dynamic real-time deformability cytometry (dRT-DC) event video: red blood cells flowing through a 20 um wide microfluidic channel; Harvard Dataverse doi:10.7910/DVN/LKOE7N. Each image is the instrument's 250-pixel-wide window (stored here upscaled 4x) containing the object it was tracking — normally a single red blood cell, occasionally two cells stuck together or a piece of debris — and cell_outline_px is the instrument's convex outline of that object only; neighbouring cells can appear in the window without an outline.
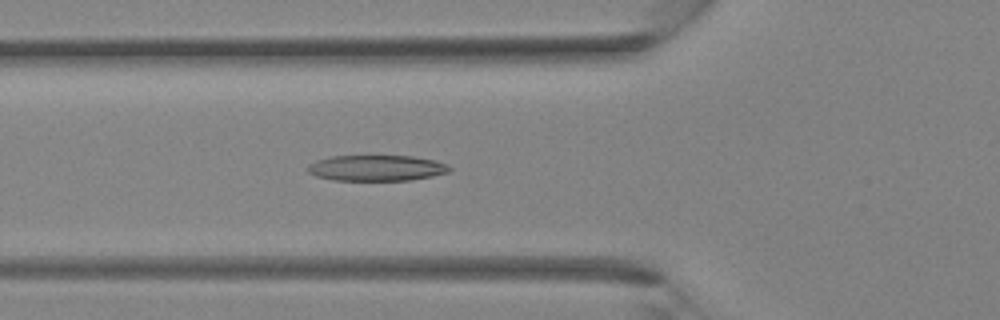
{"species": "Egyptian fruit bat (a non-hibernating species)", "species_latin": "Rousettus aegyptiacus", "temperature_condition": "room temperature", "stored_images_in_passage": 25, "camera_frame_rate_fps": 3000, "um_per_image_px": 0.085, "animal": {"sex": "female"}, "frame": {"image": 1, "passage_image": 2, "time_ms": 0.333, "image_size_px": [1000, 320], "cell_outline_px": [[452, 168], [448, 172], [432, 176], [412, 180], [332, 180], [316, 176], [308, 172], [308, 164], [316, 160], [332, 156], [412, 156], [436, 160], [448, 164]], "centroid_in_image_um": [32.02, 14.28], "position_along_channel_um": 93.8, "area_um2": 21.39}}
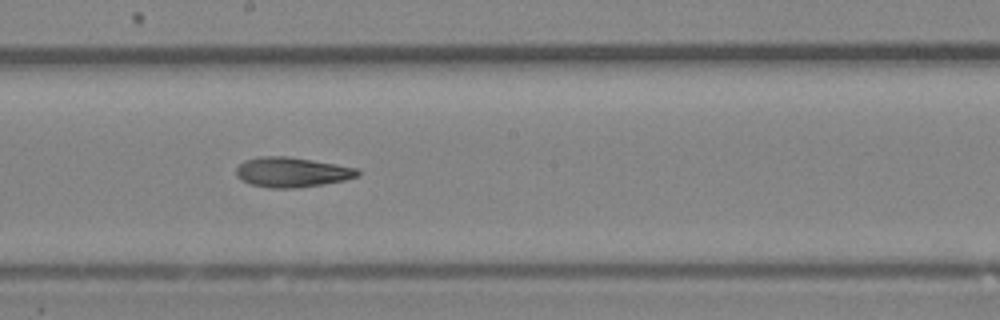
{"frame": {"image": 2, "passage_image": 9, "time_ms": 2.667, "image_size_px": [1000, 320], "cell_outline_px": [[360, 176], [344, 180], [324, 184], [296, 188], [268, 188], [252, 184], [240, 180], [236, 176], [236, 168], [244, 160], [260, 156], [288, 156], [360, 168]], "centroid_in_image_um": [24.82, 14.63], "position_along_channel_um": 223.4, "area_um2": 21.39}}
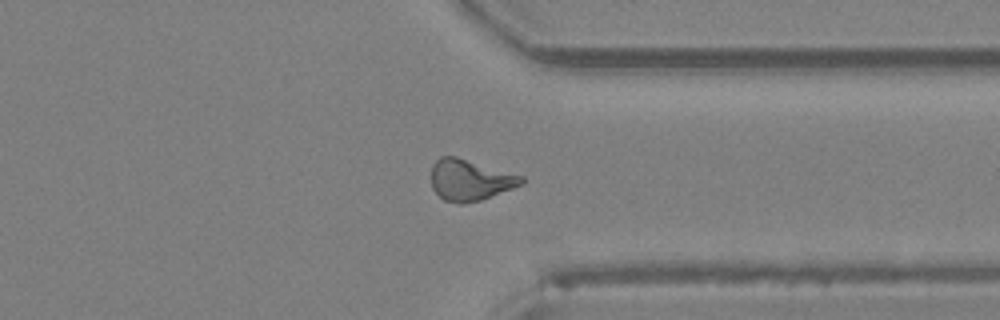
{"frame": {"image": 3, "passage_image": 17, "time_ms": 5.333, "image_size_px": [1000, 320], "cell_outline_px": [[524, 184], [480, 200], [464, 204], [460, 204], [444, 200], [432, 188], [432, 164], [440, 156], [456, 156], [524, 176]], "centroid_in_image_um": [39.95, 15.29], "position_along_channel_um": 371.4, "area_um2": 21.62}}